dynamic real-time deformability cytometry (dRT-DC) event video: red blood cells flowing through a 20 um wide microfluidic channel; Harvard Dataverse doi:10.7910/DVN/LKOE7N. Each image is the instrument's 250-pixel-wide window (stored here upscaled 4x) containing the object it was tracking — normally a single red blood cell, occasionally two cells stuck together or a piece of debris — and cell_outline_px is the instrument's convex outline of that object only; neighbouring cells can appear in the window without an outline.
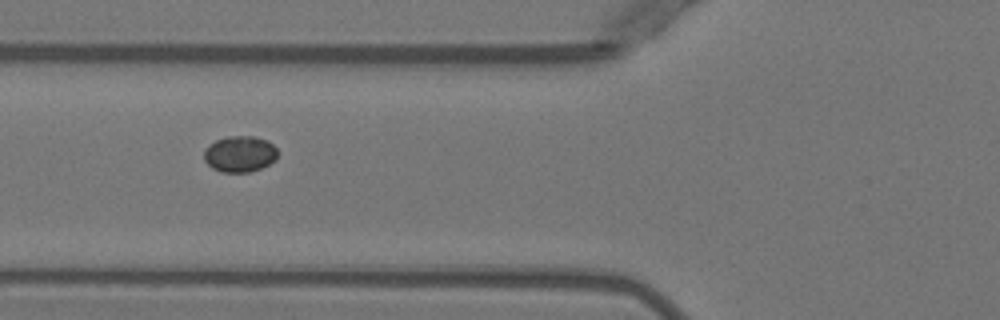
{"species": "Egyptian fruit bat (a non-hibernating species)", "species_latin": "Rousettus aegyptiacus", "temperature_condition": "warm", "stored_images_in_passage": 4, "camera_frame_rate_fps": 3000, "um_per_image_px": 0.085, "animal": {"sex": "female"}, "frame": {"image": 1, "passage_image": 2, "time_ms": 1.0, "image_size_px": [1000, 320], "cell_outline_px": [[276, 160], [260, 168], [248, 172], [220, 172], [212, 168], [204, 160], [204, 152], [208, 144], [216, 140], [228, 136], [256, 136], [268, 140], [276, 148]], "centroid_in_image_um": [20.37, 13.08], "position_along_channel_um": 105.4, "area_um2": 15.55}}
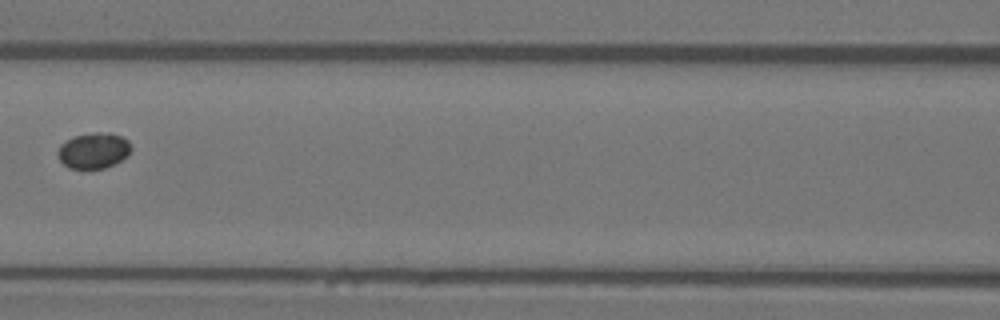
{"frame": {"image": 2, "passage_image": 3, "time_ms": 2.333, "image_size_px": [1000, 320], "cell_outline_px": [[132, 148], [128, 156], [104, 168], [68, 168], [60, 160], [56, 152], [60, 144], [76, 136], [96, 132], [112, 132], [124, 136], [128, 140]], "centroid_in_image_um": [7.98, 12.78], "position_along_channel_um": 158.6, "area_um2": 15.32}}
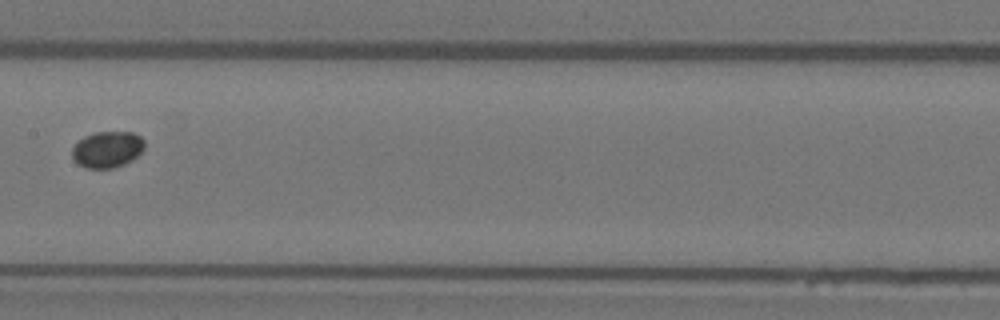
{"frame": {"image": 3, "passage_image": 4, "time_ms": 3.333, "image_size_px": [1000, 320], "cell_outline_px": [[144, 148], [132, 160], [124, 164], [112, 168], [84, 168], [72, 156], [72, 148], [84, 136], [96, 132], [132, 132], [140, 136], [144, 140]], "centroid_in_image_um": [9.13, 12.69], "position_along_channel_um": 198.3, "area_um2": 15.14}}